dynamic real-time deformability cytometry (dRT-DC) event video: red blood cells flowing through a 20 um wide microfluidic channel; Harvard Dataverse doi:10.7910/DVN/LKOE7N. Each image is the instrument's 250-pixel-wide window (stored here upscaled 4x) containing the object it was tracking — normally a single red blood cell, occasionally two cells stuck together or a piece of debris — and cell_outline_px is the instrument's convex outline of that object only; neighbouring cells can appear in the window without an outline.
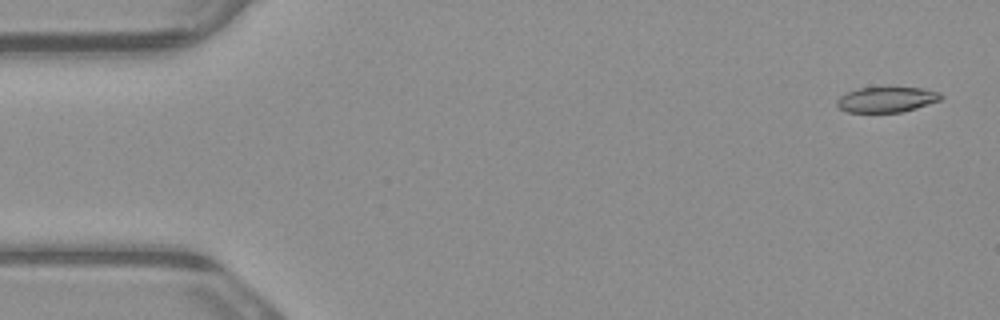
{"species": "common noctule bat (a hibernating species)", "species_latin": "Nyctalus noctula", "temperature_condition": "warm", "stored_images_in_passage": 5, "camera_frame_rate_fps": 3000, "um_per_image_px": 0.085, "animal": {"sex": "male", "body_mass_g": 23.1, "forearm_length_mm": 52.7}, "frame": {"image": 1, "passage_image": 1, "time_ms": 0.0, "image_size_px": [1000, 320], "cell_outline_px": [[944, 96], [940, 100], [916, 108], [900, 112], [848, 112], [840, 108], [836, 104], [836, 100], [840, 96], [848, 92], [860, 88], [920, 88], [940, 92]], "centroid_in_image_um": [75.37, 8.46], "position_along_channel_um": 9.6, "area_um2": 15.14}}
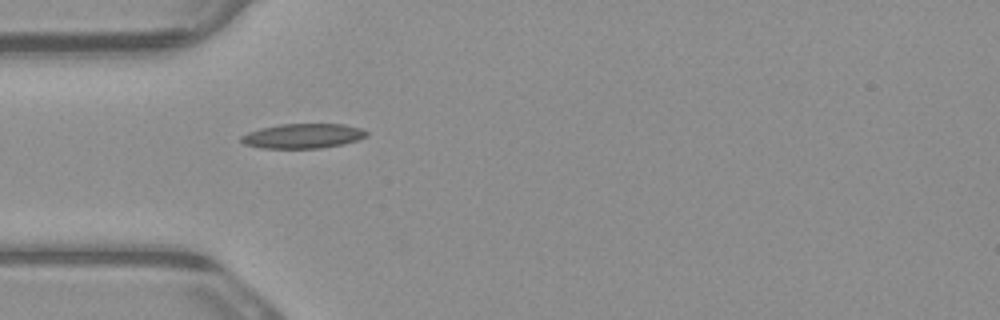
{"frame": {"image": 2, "passage_image": 5, "time_ms": 1.333, "image_size_px": [1000, 320], "cell_outline_px": [[368, 136], [344, 144], [320, 148], [260, 148], [244, 144], [240, 140], [240, 136], [248, 132], [260, 128], [280, 124], [344, 124], [360, 128], [368, 132]], "centroid_in_image_um": [25.73, 11.55], "position_along_channel_um": 59.3, "area_um2": 18.09}}